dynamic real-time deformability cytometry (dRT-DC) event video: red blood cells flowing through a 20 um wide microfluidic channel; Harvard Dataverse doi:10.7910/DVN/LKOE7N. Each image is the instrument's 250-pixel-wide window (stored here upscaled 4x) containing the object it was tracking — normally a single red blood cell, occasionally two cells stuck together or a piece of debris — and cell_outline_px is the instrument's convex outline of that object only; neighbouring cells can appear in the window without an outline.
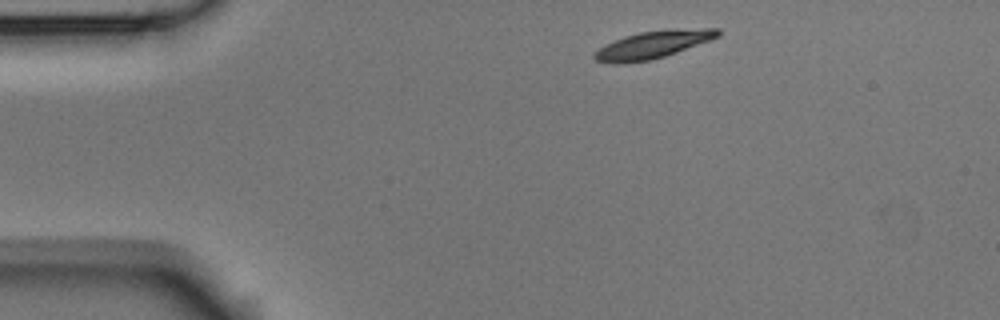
{"species": "Egyptian fruit bat (a non-hibernating species)", "species_latin": "Rousettus aegyptiacus", "temperature_condition": "room temperature", "stored_images_in_passage": 2, "camera_frame_rate_fps": 3000, "um_per_image_px": 0.085, "animal": {"sex": "male"}, "frame": {"image": 1, "passage_image": 1, "time_ms": 0.0, "image_size_px": [1000, 320], "cell_outline_px": [[720, 36], [676, 52], [652, 60], [624, 64], [616, 64], [596, 60], [592, 56], [600, 48], [624, 36], [640, 32], [704, 28], [720, 28]], "centroid_in_image_um": [55.49, 3.82], "position_along_channel_um": 29.5, "area_um2": 19.25}}